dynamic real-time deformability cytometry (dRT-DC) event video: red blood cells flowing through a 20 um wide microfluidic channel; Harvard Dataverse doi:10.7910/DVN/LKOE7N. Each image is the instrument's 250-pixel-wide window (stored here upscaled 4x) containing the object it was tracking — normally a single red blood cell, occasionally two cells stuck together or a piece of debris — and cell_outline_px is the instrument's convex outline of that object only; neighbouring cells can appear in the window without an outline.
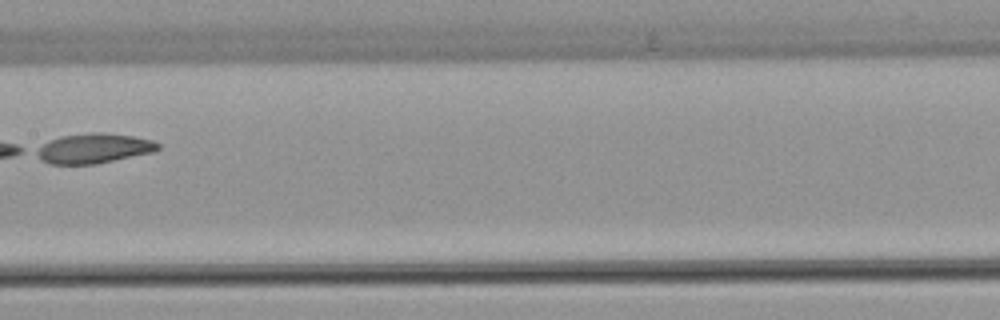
{"species": "common noctule bat (a hibernating species)", "species_latin": "Nyctalus noctula", "temperature_condition": "warm", "stored_images_in_passage": 7, "camera_frame_rate_fps": 3000, "um_per_image_px": 0.085, "animal": {"sex": "female", "body_mass_g": 22.7, "forearm_length_mm": 54.2}, "frame": {"image": 1, "passage_image": 7, "time_ms": 2.0, "image_size_px": [1000, 320], "cell_outline_px": [[160, 148], [152, 152], [96, 164], [48, 164], [40, 160], [32, 152], [36, 148], [60, 136], [92, 132], [104, 132], [132, 136], [152, 140], [160, 144]], "centroid_in_image_um": [7.92, 12.61], "position_along_channel_um": 199.5, "area_um2": 21.21}}